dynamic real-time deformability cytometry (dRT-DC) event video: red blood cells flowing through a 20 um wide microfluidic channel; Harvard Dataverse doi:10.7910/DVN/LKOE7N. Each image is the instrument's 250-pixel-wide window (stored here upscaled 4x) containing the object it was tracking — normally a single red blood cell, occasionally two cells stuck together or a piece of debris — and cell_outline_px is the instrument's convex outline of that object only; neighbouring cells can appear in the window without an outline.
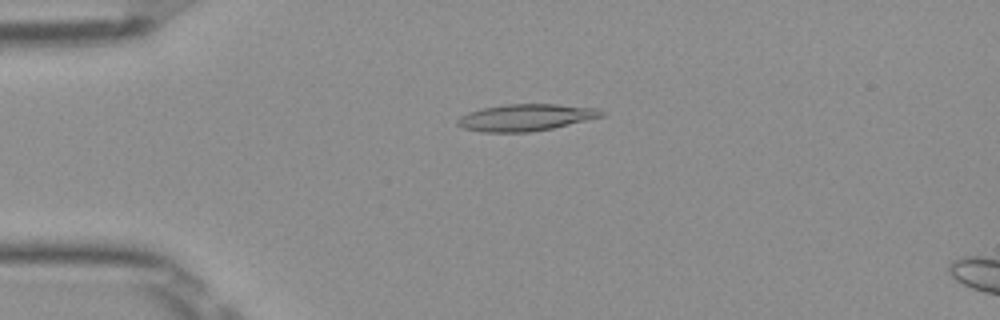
{"species": "Egyptian fruit bat (a non-hibernating species)", "species_latin": "Rousettus aegyptiacus", "temperature_condition": "room temperature", "stored_images_in_passage": 51, "camera_frame_rate_fps": 3000, "um_per_image_px": 0.085, "frame": {"image": 1, "passage_image": 12, "time_ms": 3.667, "image_size_px": [1000, 320], "cell_outline_px": [[604, 116], [552, 128], [528, 132], [480, 132], [464, 128], [456, 124], [456, 120], [460, 116], [468, 112], [484, 108], [504, 104], [556, 104], [600, 108], [604, 112]], "centroid_in_image_um": [44.68, 9.98], "position_along_channel_um": 40.3, "area_um2": 22.48}}
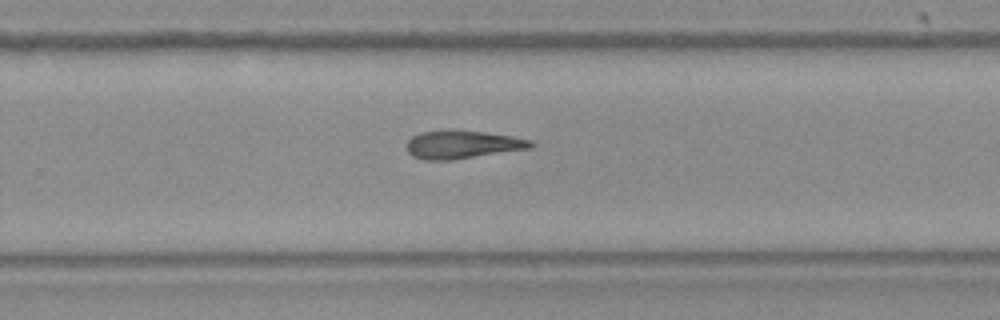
{"frame": {"image": 2, "passage_image": 33, "time_ms": 10.667, "image_size_px": [1000, 320], "cell_outline_px": [[536, 144], [532, 148], [452, 160], [424, 160], [412, 156], [408, 152], [408, 140], [412, 136], [420, 132], [448, 128], [484, 132], [512, 136], [532, 140]], "centroid_in_image_um": [39.31, 12.27], "position_along_channel_um": 290.5, "area_um2": 20.75}}
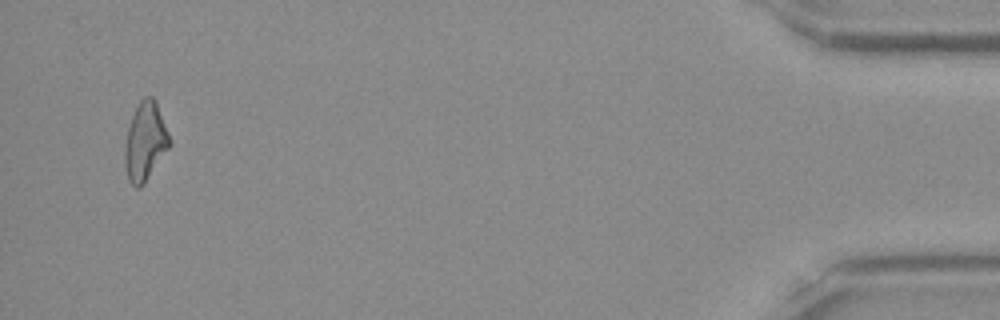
{"frame": {"image": 3, "passage_image": 49, "time_ms": 16.0, "image_size_px": [1000, 320], "cell_outline_px": [[172, 144], [144, 184], [140, 188], [136, 188], [128, 180], [124, 164], [124, 148], [128, 128], [132, 116], [140, 100], [144, 96], [152, 96], [156, 100], [168, 132]], "centroid_in_image_um": [12.34, 12.05], "position_along_channel_um": 422.9, "area_um2": 20.58}}